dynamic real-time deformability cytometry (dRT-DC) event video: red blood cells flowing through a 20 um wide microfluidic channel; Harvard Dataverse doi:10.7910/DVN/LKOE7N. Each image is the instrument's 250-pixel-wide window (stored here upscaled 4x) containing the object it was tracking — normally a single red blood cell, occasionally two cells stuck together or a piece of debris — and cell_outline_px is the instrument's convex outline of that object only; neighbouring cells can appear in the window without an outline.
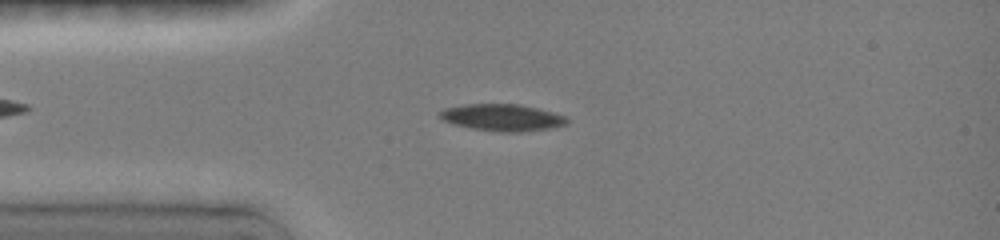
{"species": "common noctule bat (a hibernating species)", "species_latin": "Nyctalus noctula", "temperature_condition": "room temperature", "stored_images_in_passage": 5, "camera_frame_rate_fps": 3000, "um_per_image_px": 0.085, "animal": {"sex": "female", "body_mass_g": 19.0, "forearm_length_mm": 51.5}, "frame": {"image": 1, "passage_image": 3, "time_ms": 1.667, "image_size_px": [1000, 240], "cell_outline_px": [[568, 124], [548, 128], [520, 132], [500, 132], [472, 128], [452, 124], [444, 120], [436, 112], [444, 108], [464, 104], [520, 104], [568, 116]], "centroid_in_image_um": [42.67, 9.98], "position_along_channel_um": 42.3, "area_um2": 19.94}}